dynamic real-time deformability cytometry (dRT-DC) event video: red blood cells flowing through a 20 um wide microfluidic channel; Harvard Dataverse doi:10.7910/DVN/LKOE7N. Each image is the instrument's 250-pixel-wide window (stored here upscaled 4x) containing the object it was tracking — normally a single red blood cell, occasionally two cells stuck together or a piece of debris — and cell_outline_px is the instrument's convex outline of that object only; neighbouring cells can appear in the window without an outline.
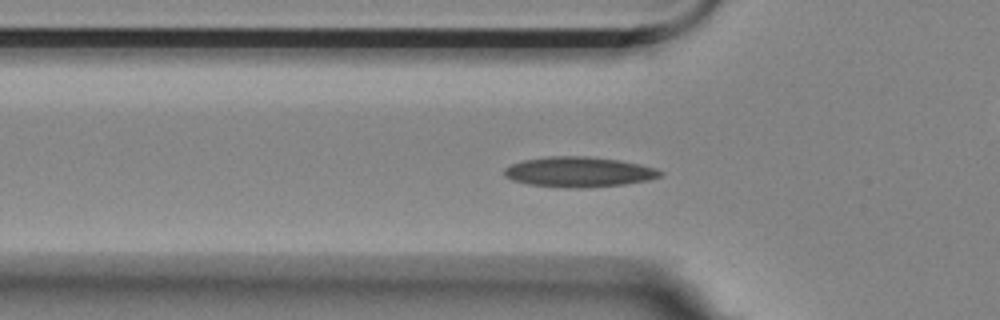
{"species": "Egyptian fruit bat (a non-hibernating species)", "species_latin": "Rousettus aegyptiacus", "temperature_condition": "room temperature", "stored_images_in_passage": 56, "camera_frame_rate_fps": 3000, "um_per_image_px": 0.085, "animal": {"sex": "female"}, "frame": {"image": 1, "passage_image": 17, "time_ms": 5.333, "image_size_px": [1000, 320], "cell_outline_px": [[664, 176], [648, 180], [624, 184], [588, 188], [568, 188], [528, 184], [512, 180], [504, 176], [504, 168], [512, 164], [524, 160], [548, 156], [588, 156], [620, 160], [640, 164], [656, 168], [664, 172]], "centroid_in_image_um": [49.23, 14.62], "position_along_channel_um": 76.6, "area_um2": 27.69}}
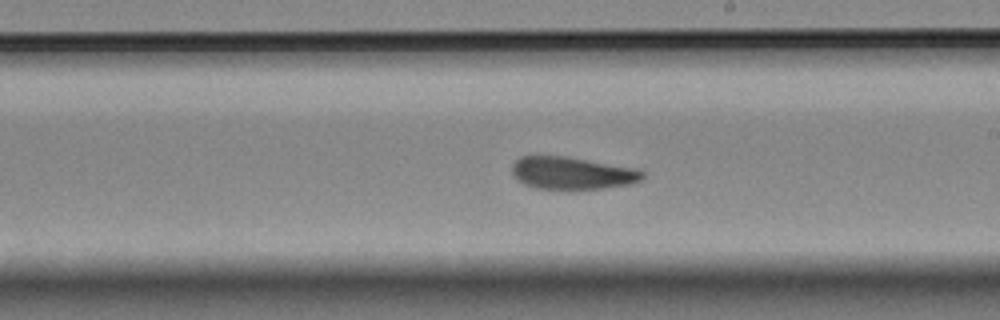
{"frame": {"image": 2, "passage_image": 31, "time_ms": 10.0, "image_size_px": [1000, 320], "cell_outline_px": [[644, 176], [640, 180], [632, 184], [604, 188], [536, 188], [524, 184], [516, 180], [512, 176], [512, 164], [520, 156], [568, 156], [640, 168], [644, 172]], "centroid_in_image_um": [48.65, 14.69], "position_along_channel_um": 240.3, "area_um2": 24.91}}
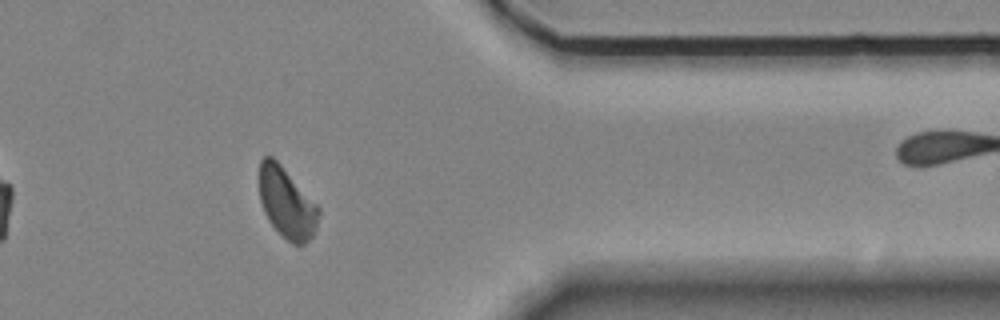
{"frame": {"image": 3, "passage_image": 45, "time_ms": 14.667, "image_size_px": [1000, 320], "cell_outline_px": [[320, 212], [316, 228], [312, 236], [304, 244], [292, 244], [268, 220], [264, 212], [260, 200], [260, 160], [264, 156], [272, 156], [280, 164], [320, 208]], "centroid_in_image_um": [24.37, 17.25], "position_along_channel_um": 387.0, "area_um2": 23.93}}